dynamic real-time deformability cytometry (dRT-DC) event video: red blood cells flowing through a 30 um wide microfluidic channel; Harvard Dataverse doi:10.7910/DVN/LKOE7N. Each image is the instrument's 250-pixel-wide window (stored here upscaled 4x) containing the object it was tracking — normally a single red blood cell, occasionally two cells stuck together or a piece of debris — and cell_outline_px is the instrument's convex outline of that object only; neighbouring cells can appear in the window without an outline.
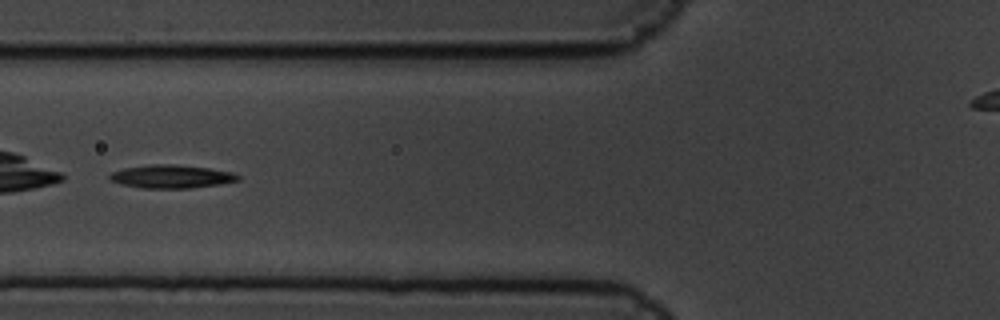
{"species": "common noctule bat (a hibernating species)", "species_latin": "Nyctalus noctula", "temperature_condition": "cold", "stored_images_in_passage": 2, "camera_frame_rate_fps": 3000, "um_per_image_px": 0.085, "animal": {"sex": "male", "body_mass_g": 19.5, "forearm_length_mm": 54.6}, "frame": {"image": 1, "passage_image": 2, "time_ms": 0.333, "image_size_px": [1000, 320], "cell_outline_px": [[240, 180], [192, 188], [144, 188], [120, 184], [108, 180], [108, 176], [112, 172], [124, 168], [148, 164], [176, 164], [208, 168], [232, 172], [240, 176]], "centroid_in_image_um": [14.52, 15.0], "position_along_channel_um": 111.3, "area_um2": 17.4}}